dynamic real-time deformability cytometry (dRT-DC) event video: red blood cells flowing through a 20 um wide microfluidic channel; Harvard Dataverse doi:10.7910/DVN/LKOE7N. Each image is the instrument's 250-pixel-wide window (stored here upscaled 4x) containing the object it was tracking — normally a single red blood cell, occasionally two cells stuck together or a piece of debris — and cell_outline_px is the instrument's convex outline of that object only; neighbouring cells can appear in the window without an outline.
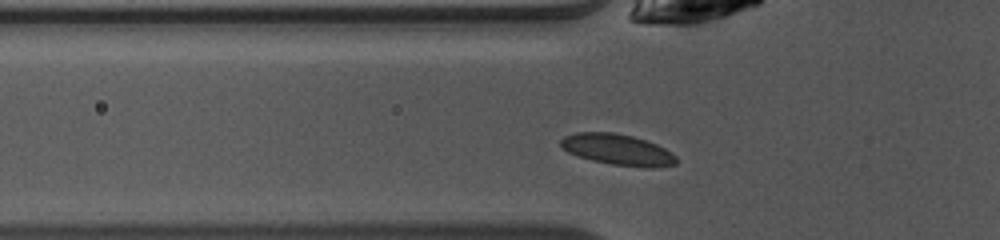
{"species": "common noctule bat (a hibernating species)", "species_latin": "Nyctalus noctula", "temperature_condition": "warm", "stored_images_in_passage": 38, "segment_of_instrument_passage": [1, 2], "camera_frame_rate_fps": 3000, "um_per_image_px": 0.085, "animal": {"sex": "female", "body_mass_g": 10.0, "forearm_length_mm": 53.1}, "frame": {"image": 1, "passage_image": 4, "time_ms": 1.0, "image_size_px": [1000, 240], "cell_outline_px": [[676, 164], [652, 168], [648, 168], [612, 164], [592, 160], [568, 152], [560, 144], [560, 140], [564, 136], [576, 132], [616, 132], [632, 136], [656, 144], [672, 152], [676, 156]], "centroid_in_image_um": [52.51, 12.71], "position_along_channel_um": 73.3, "area_um2": 20.75}}
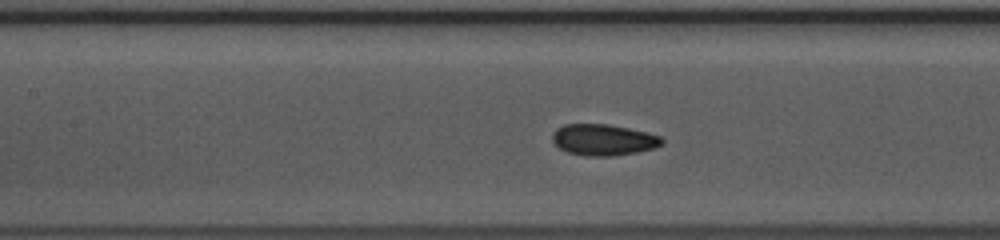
{"frame": {"image": 2, "passage_image": 10, "time_ms": 3.0, "image_size_px": [1000, 240], "cell_outline_px": [[664, 144], [656, 148], [636, 152], [612, 156], [584, 156], [568, 152], [560, 148], [552, 140], [552, 132], [556, 128], [564, 124], [608, 124], [648, 132], [660, 136], [664, 140]], "centroid_in_image_um": [51.3, 11.88], "position_along_channel_um": 156.1, "area_um2": 20.11}}
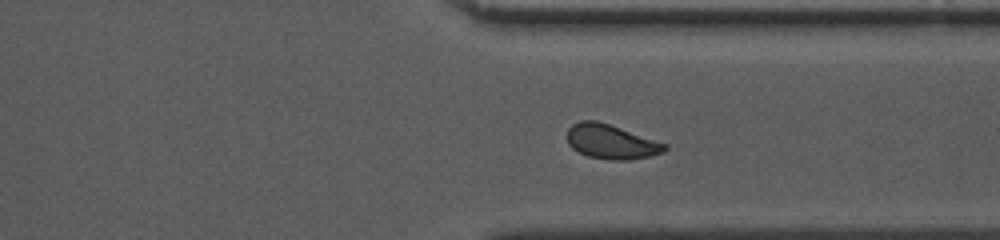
{"frame": {"image": 3, "passage_image": 25, "time_ms": 8.0, "image_size_px": [1000, 240], "cell_outline_px": [[668, 148], [664, 152], [648, 156], [624, 160], [612, 160], [588, 156], [572, 148], [568, 144], [568, 128], [572, 124], [580, 120], [596, 120], [668, 144]], "centroid_in_image_um": [51.94, 12.04], "position_along_channel_um": 359.5, "area_um2": 19.36}}